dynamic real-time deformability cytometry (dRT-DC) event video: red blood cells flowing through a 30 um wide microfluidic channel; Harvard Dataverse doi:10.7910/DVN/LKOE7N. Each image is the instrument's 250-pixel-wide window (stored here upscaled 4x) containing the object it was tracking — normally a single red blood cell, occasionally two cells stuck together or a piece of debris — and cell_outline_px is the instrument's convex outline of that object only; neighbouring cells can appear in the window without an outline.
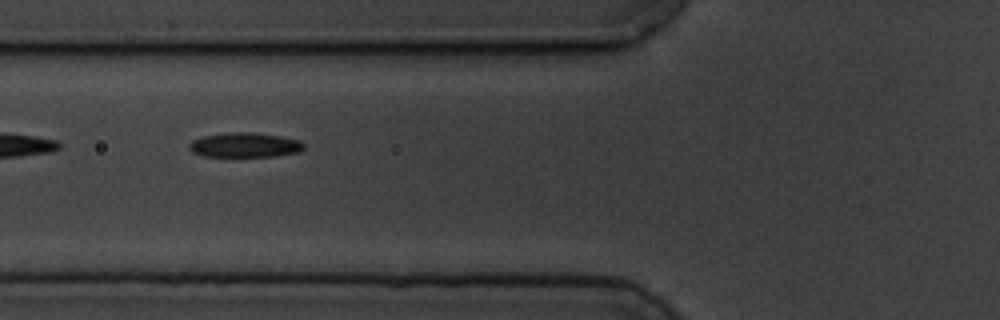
{"species": "common noctule bat (a hibernating species)", "species_latin": "Nyctalus noctula", "temperature_condition": "cold", "stored_images_in_passage": 10, "camera_frame_rate_fps": 3000, "um_per_image_px": 0.085, "animal": {"sex": "male", "body_mass_g": 19.5, "forearm_length_mm": 54.6}, "frame": {"image": 1, "passage_image": 9, "time_ms": 10.333, "image_size_px": [1000, 320], "cell_outline_px": [[304, 148], [300, 152], [272, 156], [204, 156], [192, 152], [188, 148], [188, 144], [192, 140], [204, 136], [228, 132], [248, 132], [280, 136], [300, 140], [304, 144]], "centroid_in_image_um": [20.8, 12.32], "position_along_channel_um": 105.0, "area_um2": 16.42}}
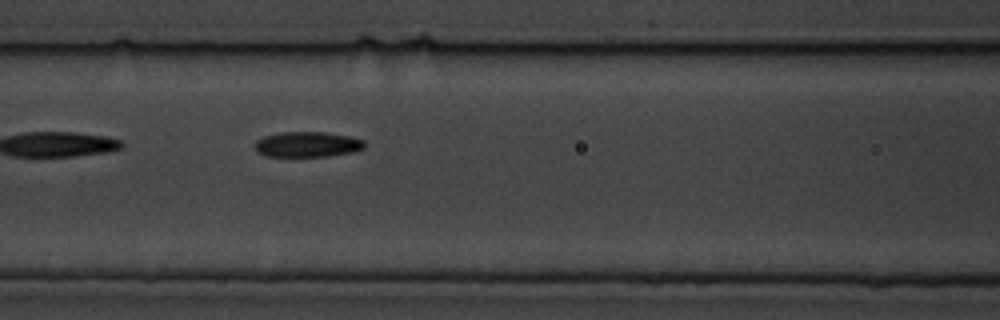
{"frame": {"image": 2, "passage_image": 10, "time_ms": 11.333, "image_size_px": [1000, 320], "cell_outline_px": [[364, 148], [352, 152], [328, 156], [264, 156], [256, 152], [256, 140], [264, 136], [280, 132], [324, 132], [348, 136], [364, 140]], "centroid_in_image_um": [26.1, 12.27], "position_along_channel_um": 140.5, "area_um2": 16.13}}